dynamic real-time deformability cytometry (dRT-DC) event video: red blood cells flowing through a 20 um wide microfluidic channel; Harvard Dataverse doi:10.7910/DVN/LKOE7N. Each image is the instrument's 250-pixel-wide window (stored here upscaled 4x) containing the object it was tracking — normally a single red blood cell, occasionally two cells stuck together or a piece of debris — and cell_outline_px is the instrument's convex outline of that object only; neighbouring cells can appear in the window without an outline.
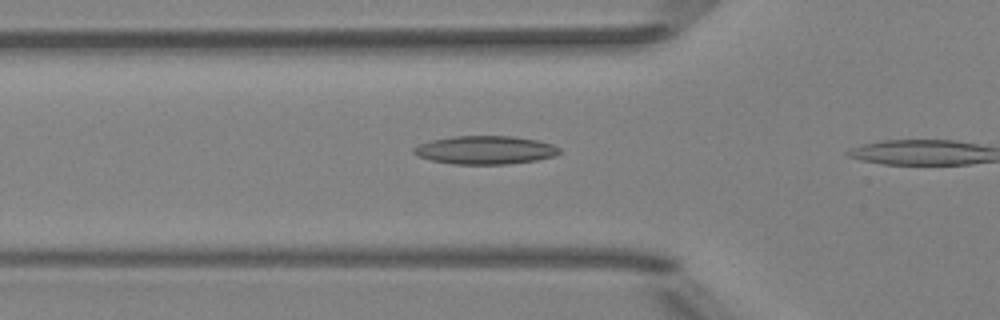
{"species": "Egyptian fruit bat (a non-hibernating species)", "species_latin": "Rousettus aegyptiacus", "temperature_condition": "room temperature", "stored_images_in_passage": 7, "camera_frame_rate_fps": 3000, "um_per_image_px": 0.085, "animal": {"sex": "female"}, "frame": {"image": 1, "passage_image": 6, "time_ms": 1.667, "image_size_px": [1000, 320], "cell_outline_px": [[560, 152], [556, 156], [536, 160], [508, 164], [452, 164], [432, 160], [416, 156], [412, 152], [412, 148], [420, 144], [432, 140], [452, 136], [512, 136], [540, 140], [552, 144], [560, 148]], "centroid_in_image_um": [41.25, 12.75], "position_along_channel_um": 84.5, "area_um2": 24.22}}